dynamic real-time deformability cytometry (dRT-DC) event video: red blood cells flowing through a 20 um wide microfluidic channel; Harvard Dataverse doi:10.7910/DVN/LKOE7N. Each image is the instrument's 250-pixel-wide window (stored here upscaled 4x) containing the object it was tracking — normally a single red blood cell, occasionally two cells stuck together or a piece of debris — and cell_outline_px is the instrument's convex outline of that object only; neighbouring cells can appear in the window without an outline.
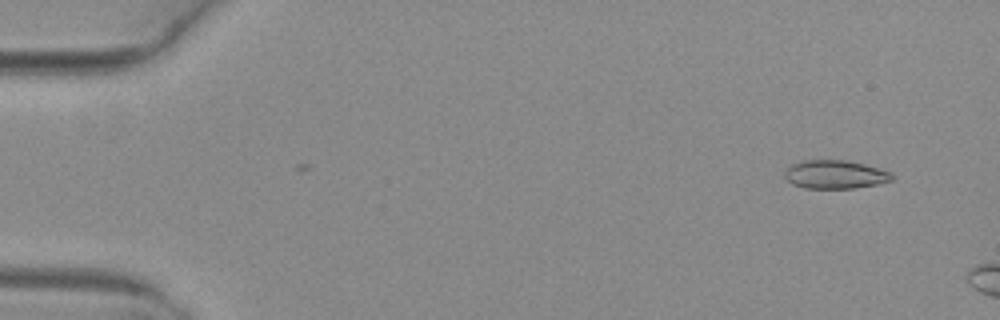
{"species": "common noctule bat (a hibernating species)", "species_latin": "Nyctalus noctula", "temperature_condition": "warm", "stored_images_in_passage": 6, "camera_frame_rate_fps": 3000, "um_per_image_px": 0.085, "animal": {"sex": "female", "body_mass_g": 29.2, "forearm_length_mm": 56.3}, "frame": {"image": 1, "passage_image": 2, "time_ms": 0.333, "image_size_px": [1000, 320], "cell_outline_px": [[896, 176], [892, 180], [876, 184], [856, 188], [804, 188], [792, 184], [784, 176], [784, 172], [792, 164], [804, 160], [844, 160], [864, 164], [880, 168], [892, 172]], "centroid_in_image_um": [71.01, 14.83], "position_along_channel_um": 14.0, "area_um2": 17.86}}